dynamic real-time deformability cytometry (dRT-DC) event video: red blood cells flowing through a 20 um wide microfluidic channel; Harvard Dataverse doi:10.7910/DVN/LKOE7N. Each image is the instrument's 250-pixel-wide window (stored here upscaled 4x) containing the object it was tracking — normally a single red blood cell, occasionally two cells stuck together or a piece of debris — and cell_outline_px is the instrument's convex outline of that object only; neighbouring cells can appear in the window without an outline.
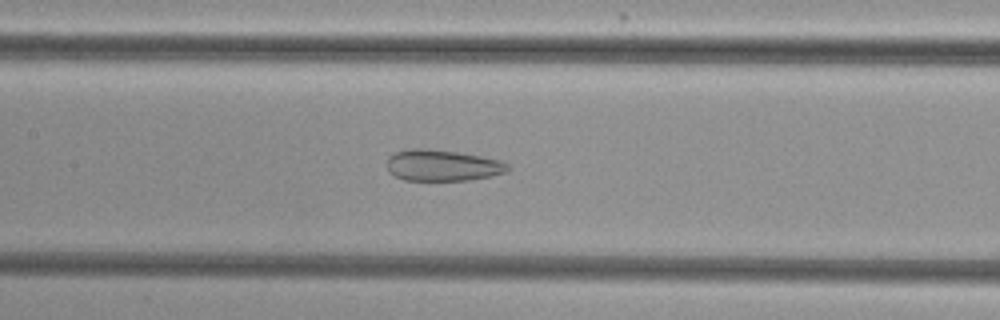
{"species": "common noctule bat (a hibernating species)", "species_latin": "Nyctalus noctula", "temperature_condition": "cold", "stored_images_in_passage": 44, "camera_frame_rate_fps": 3000, "um_per_image_px": 0.085, "animal": {"sex": "female", "body_mass_g": 29.2, "forearm_length_mm": 56.3}, "frame": {"image": 1, "passage_image": 18, "time_ms": 5.667, "image_size_px": [1000, 320], "cell_outline_px": [[512, 168], [508, 172], [492, 176], [468, 180], [404, 180], [388, 172], [384, 164], [388, 156], [396, 152], [408, 148], [424, 148], [456, 152], [480, 156], [500, 160], [508, 164]], "centroid_in_image_um": [37.58, 14.06], "position_along_channel_um": 169.8, "area_um2": 22.31}}
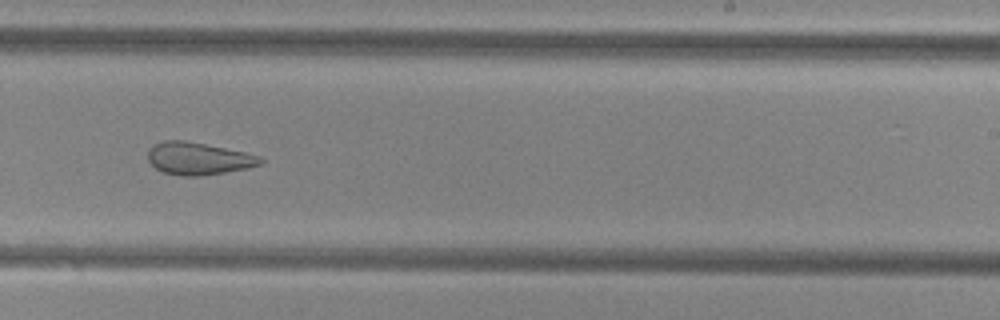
{"frame": {"image": 2, "passage_image": 26, "time_ms": 8.333, "image_size_px": [1000, 320], "cell_outline_px": [[264, 160], [260, 164], [248, 168], [200, 176], [180, 176], [164, 172], [156, 168], [148, 160], [148, 148], [152, 144], [164, 140], [184, 140], [244, 152], [260, 156]], "centroid_in_image_um": [16.82, 13.47], "position_along_channel_um": 272.2, "area_um2": 21.15}}
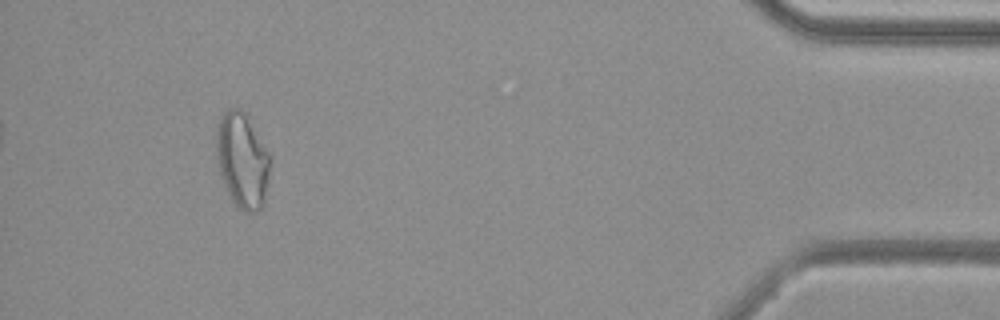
{"frame": {"image": 3, "passage_image": 42, "time_ms": 13.667, "image_size_px": [1000, 320], "cell_outline_px": [[272, 156], [264, 204], [256, 212], [244, 212], [232, 200], [224, 184], [216, 160], [216, 128], [224, 112], [228, 108], [240, 108], [248, 112]], "centroid_in_image_um": [20.63, 13.56], "position_along_channel_um": 414.6, "area_um2": 30.63}, "authors_computed_cell_mechanics": {"area_um2": 25.0274, "velocity_mm_per_s": 3.8487, "shape_relaxation_time_tau1_ms": null, "shape_relaxation_time_tau2_ms": 2.1088, "deformation_change_tau1": null, "deformation_change_tau2": 0.1065}}